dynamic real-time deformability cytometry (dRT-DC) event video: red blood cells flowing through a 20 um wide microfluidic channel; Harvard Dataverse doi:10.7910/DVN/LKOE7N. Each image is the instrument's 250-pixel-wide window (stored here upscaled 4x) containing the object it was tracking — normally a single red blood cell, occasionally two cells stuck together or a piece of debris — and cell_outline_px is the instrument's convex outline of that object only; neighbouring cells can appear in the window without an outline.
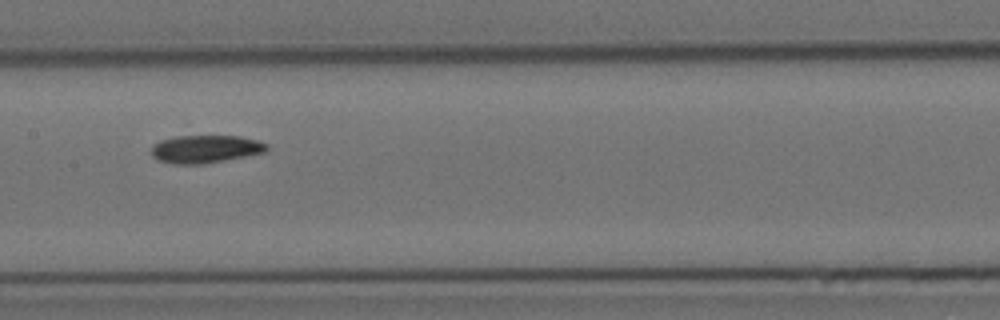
{"species": "Egyptian fruit bat (a non-hibernating species)", "species_latin": "Rousettus aegyptiacus", "temperature_condition": "cold", "stored_images_in_passage": 9, "camera_frame_rate_fps": 3000, "um_per_image_px": 0.085, "animal": {"sex": "female"}, "frame": {"image": 1, "passage_image": 9, "time_ms": 9.333, "image_size_px": [1000, 320], "cell_outline_px": [[268, 152], [204, 164], [172, 164], [160, 160], [152, 156], [152, 148], [160, 140], [172, 136], [240, 136], [256, 140], [268, 144]], "centroid_in_image_um": [17.5, 12.67], "position_along_channel_um": 189.9, "area_um2": 18.79}}